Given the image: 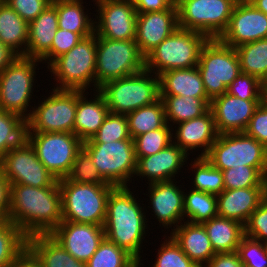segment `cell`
Segmentation results:
<instances>
[{
	"label": "cell",
	"instance_id": "1f68e13d",
	"mask_svg": "<svg viewBox=\"0 0 267 267\" xmlns=\"http://www.w3.org/2000/svg\"><path fill=\"white\" fill-rule=\"evenodd\" d=\"M83 0H52L57 9L58 27L78 33L82 38L94 34V19L89 18Z\"/></svg>",
	"mask_w": 267,
	"mask_h": 267
},
{
	"label": "cell",
	"instance_id": "3957f363",
	"mask_svg": "<svg viewBox=\"0 0 267 267\" xmlns=\"http://www.w3.org/2000/svg\"><path fill=\"white\" fill-rule=\"evenodd\" d=\"M62 221L103 226L106 218L107 199L113 185L81 184L65 178L58 180Z\"/></svg>",
	"mask_w": 267,
	"mask_h": 267
},
{
	"label": "cell",
	"instance_id": "f1b7e54d",
	"mask_svg": "<svg viewBox=\"0 0 267 267\" xmlns=\"http://www.w3.org/2000/svg\"><path fill=\"white\" fill-rule=\"evenodd\" d=\"M27 249L42 267H86V263L75 259L50 234L28 237Z\"/></svg>",
	"mask_w": 267,
	"mask_h": 267
},
{
	"label": "cell",
	"instance_id": "bcb514c9",
	"mask_svg": "<svg viewBox=\"0 0 267 267\" xmlns=\"http://www.w3.org/2000/svg\"><path fill=\"white\" fill-rule=\"evenodd\" d=\"M157 256L153 267H199L181 250L171 236H168V239L166 237L161 244Z\"/></svg>",
	"mask_w": 267,
	"mask_h": 267
},
{
	"label": "cell",
	"instance_id": "2e32d148",
	"mask_svg": "<svg viewBox=\"0 0 267 267\" xmlns=\"http://www.w3.org/2000/svg\"><path fill=\"white\" fill-rule=\"evenodd\" d=\"M98 7L94 33L111 40H133L136 36L137 12L133 0H95Z\"/></svg>",
	"mask_w": 267,
	"mask_h": 267
},
{
	"label": "cell",
	"instance_id": "d6986e66",
	"mask_svg": "<svg viewBox=\"0 0 267 267\" xmlns=\"http://www.w3.org/2000/svg\"><path fill=\"white\" fill-rule=\"evenodd\" d=\"M262 101L243 100L227 92L213 98L210 109L218 134L244 132Z\"/></svg>",
	"mask_w": 267,
	"mask_h": 267
},
{
	"label": "cell",
	"instance_id": "ab89813d",
	"mask_svg": "<svg viewBox=\"0 0 267 267\" xmlns=\"http://www.w3.org/2000/svg\"><path fill=\"white\" fill-rule=\"evenodd\" d=\"M26 120L0 109V158L26 138Z\"/></svg>",
	"mask_w": 267,
	"mask_h": 267
},
{
	"label": "cell",
	"instance_id": "484cf974",
	"mask_svg": "<svg viewBox=\"0 0 267 267\" xmlns=\"http://www.w3.org/2000/svg\"><path fill=\"white\" fill-rule=\"evenodd\" d=\"M170 233L181 250L199 267H204L216 254L202 224L185 221Z\"/></svg>",
	"mask_w": 267,
	"mask_h": 267
},
{
	"label": "cell",
	"instance_id": "8d00e7d4",
	"mask_svg": "<svg viewBox=\"0 0 267 267\" xmlns=\"http://www.w3.org/2000/svg\"><path fill=\"white\" fill-rule=\"evenodd\" d=\"M27 249V237L13 222L0 220V267H11Z\"/></svg>",
	"mask_w": 267,
	"mask_h": 267
},
{
	"label": "cell",
	"instance_id": "7c38bea8",
	"mask_svg": "<svg viewBox=\"0 0 267 267\" xmlns=\"http://www.w3.org/2000/svg\"><path fill=\"white\" fill-rule=\"evenodd\" d=\"M239 0H184L177 7L178 27L219 38Z\"/></svg>",
	"mask_w": 267,
	"mask_h": 267
},
{
	"label": "cell",
	"instance_id": "c3c4849f",
	"mask_svg": "<svg viewBox=\"0 0 267 267\" xmlns=\"http://www.w3.org/2000/svg\"><path fill=\"white\" fill-rule=\"evenodd\" d=\"M244 236L260 242H267V197L252 212L244 225Z\"/></svg>",
	"mask_w": 267,
	"mask_h": 267
},
{
	"label": "cell",
	"instance_id": "603a6c76",
	"mask_svg": "<svg viewBox=\"0 0 267 267\" xmlns=\"http://www.w3.org/2000/svg\"><path fill=\"white\" fill-rule=\"evenodd\" d=\"M187 156L178 145L171 143L153 155L137 158L135 175L148 178L149 184L174 180L189 159Z\"/></svg>",
	"mask_w": 267,
	"mask_h": 267
},
{
	"label": "cell",
	"instance_id": "9c48e42d",
	"mask_svg": "<svg viewBox=\"0 0 267 267\" xmlns=\"http://www.w3.org/2000/svg\"><path fill=\"white\" fill-rule=\"evenodd\" d=\"M205 92L212 100L227 92V87L241 73L235 48L218 38L208 39L203 45L197 65Z\"/></svg>",
	"mask_w": 267,
	"mask_h": 267
},
{
	"label": "cell",
	"instance_id": "836d02e7",
	"mask_svg": "<svg viewBox=\"0 0 267 267\" xmlns=\"http://www.w3.org/2000/svg\"><path fill=\"white\" fill-rule=\"evenodd\" d=\"M241 73L257 77L267 84V38L235 48Z\"/></svg>",
	"mask_w": 267,
	"mask_h": 267
},
{
	"label": "cell",
	"instance_id": "ba28073f",
	"mask_svg": "<svg viewBox=\"0 0 267 267\" xmlns=\"http://www.w3.org/2000/svg\"><path fill=\"white\" fill-rule=\"evenodd\" d=\"M206 159L216 168H257L267 178V148L244 132L219 134Z\"/></svg>",
	"mask_w": 267,
	"mask_h": 267
},
{
	"label": "cell",
	"instance_id": "6da1fadb",
	"mask_svg": "<svg viewBox=\"0 0 267 267\" xmlns=\"http://www.w3.org/2000/svg\"><path fill=\"white\" fill-rule=\"evenodd\" d=\"M8 221L18 226L27 238L50 234L62 221L59 187L10 185Z\"/></svg>",
	"mask_w": 267,
	"mask_h": 267
},
{
	"label": "cell",
	"instance_id": "9a60e30c",
	"mask_svg": "<svg viewBox=\"0 0 267 267\" xmlns=\"http://www.w3.org/2000/svg\"><path fill=\"white\" fill-rule=\"evenodd\" d=\"M0 167L10 185L59 187L56 177L37 158L33 146L26 138L0 158Z\"/></svg>",
	"mask_w": 267,
	"mask_h": 267
},
{
	"label": "cell",
	"instance_id": "680465c9",
	"mask_svg": "<svg viewBox=\"0 0 267 267\" xmlns=\"http://www.w3.org/2000/svg\"><path fill=\"white\" fill-rule=\"evenodd\" d=\"M255 8L267 15V0H248Z\"/></svg>",
	"mask_w": 267,
	"mask_h": 267
},
{
	"label": "cell",
	"instance_id": "d4e9b609",
	"mask_svg": "<svg viewBox=\"0 0 267 267\" xmlns=\"http://www.w3.org/2000/svg\"><path fill=\"white\" fill-rule=\"evenodd\" d=\"M95 97L88 101L85 91L77 90V109L74 123V134L82 141L91 139L106 116L109 114L106 100L99 90H95ZM87 99V100H86Z\"/></svg>",
	"mask_w": 267,
	"mask_h": 267
},
{
	"label": "cell",
	"instance_id": "ac0fdd59",
	"mask_svg": "<svg viewBox=\"0 0 267 267\" xmlns=\"http://www.w3.org/2000/svg\"><path fill=\"white\" fill-rule=\"evenodd\" d=\"M75 259L86 263L105 238L104 227L61 221L50 233Z\"/></svg>",
	"mask_w": 267,
	"mask_h": 267
},
{
	"label": "cell",
	"instance_id": "30bf717a",
	"mask_svg": "<svg viewBox=\"0 0 267 267\" xmlns=\"http://www.w3.org/2000/svg\"><path fill=\"white\" fill-rule=\"evenodd\" d=\"M40 59L26 56L17 58L0 73V109L16 114L26 121L30 117L27 110L36 80L35 69ZM28 111V112H27Z\"/></svg>",
	"mask_w": 267,
	"mask_h": 267
},
{
	"label": "cell",
	"instance_id": "d590c367",
	"mask_svg": "<svg viewBox=\"0 0 267 267\" xmlns=\"http://www.w3.org/2000/svg\"><path fill=\"white\" fill-rule=\"evenodd\" d=\"M188 193V194H186ZM184 194V217L187 222L203 224L218 216L217 197L215 194L189 190Z\"/></svg>",
	"mask_w": 267,
	"mask_h": 267
},
{
	"label": "cell",
	"instance_id": "52a82bcc",
	"mask_svg": "<svg viewBox=\"0 0 267 267\" xmlns=\"http://www.w3.org/2000/svg\"><path fill=\"white\" fill-rule=\"evenodd\" d=\"M47 67L59 83L55 89L86 91L92 83L95 88L96 34L82 38Z\"/></svg>",
	"mask_w": 267,
	"mask_h": 267
},
{
	"label": "cell",
	"instance_id": "7dc6e473",
	"mask_svg": "<svg viewBox=\"0 0 267 267\" xmlns=\"http://www.w3.org/2000/svg\"><path fill=\"white\" fill-rule=\"evenodd\" d=\"M237 253L244 267H267V251L263 242L244 236Z\"/></svg>",
	"mask_w": 267,
	"mask_h": 267
},
{
	"label": "cell",
	"instance_id": "5b68a950",
	"mask_svg": "<svg viewBox=\"0 0 267 267\" xmlns=\"http://www.w3.org/2000/svg\"><path fill=\"white\" fill-rule=\"evenodd\" d=\"M99 91L110 113L127 115L160 99L159 76L144 69L137 74L108 81Z\"/></svg>",
	"mask_w": 267,
	"mask_h": 267
},
{
	"label": "cell",
	"instance_id": "60d3db41",
	"mask_svg": "<svg viewBox=\"0 0 267 267\" xmlns=\"http://www.w3.org/2000/svg\"><path fill=\"white\" fill-rule=\"evenodd\" d=\"M171 125V126H170ZM150 130L133 138L136 158L153 155L173 143L172 124Z\"/></svg>",
	"mask_w": 267,
	"mask_h": 267
},
{
	"label": "cell",
	"instance_id": "f5cc1de1",
	"mask_svg": "<svg viewBox=\"0 0 267 267\" xmlns=\"http://www.w3.org/2000/svg\"><path fill=\"white\" fill-rule=\"evenodd\" d=\"M204 267H244L237 251L216 253Z\"/></svg>",
	"mask_w": 267,
	"mask_h": 267
},
{
	"label": "cell",
	"instance_id": "816d5d0a",
	"mask_svg": "<svg viewBox=\"0 0 267 267\" xmlns=\"http://www.w3.org/2000/svg\"><path fill=\"white\" fill-rule=\"evenodd\" d=\"M4 2L29 23L44 11L52 0H4Z\"/></svg>",
	"mask_w": 267,
	"mask_h": 267
},
{
	"label": "cell",
	"instance_id": "681fc988",
	"mask_svg": "<svg viewBox=\"0 0 267 267\" xmlns=\"http://www.w3.org/2000/svg\"><path fill=\"white\" fill-rule=\"evenodd\" d=\"M82 37L75 32L58 28L53 38L51 48L40 58V61L49 62L48 65L58 56L68 52L77 45Z\"/></svg>",
	"mask_w": 267,
	"mask_h": 267
},
{
	"label": "cell",
	"instance_id": "f546056e",
	"mask_svg": "<svg viewBox=\"0 0 267 267\" xmlns=\"http://www.w3.org/2000/svg\"><path fill=\"white\" fill-rule=\"evenodd\" d=\"M215 253L237 251L244 237V225L225 217L216 216L202 224Z\"/></svg>",
	"mask_w": 267,
	"mask_h": 267
},
{
	"label": "cell",
	"instance_id": "8992f818",
	"mask_svg": "<svg viewBox=\"0 0 267 267\" xmlns=\"http://www.w3.org/2000/svg\"><path fill=\"white\" fill-rule=\"evenodd\" d=\"M145 69V56L133 40H111L96 35L95 89L108 81L137 74Z\"/></svg>",
	"mask_w": 267,
	"mask_h": 267
},
{
	"label": "cell",
	"instance_id": "f6af8a7d",
	"mask_svg": "<svg viewBox=\"0 0 267 267\" xmlns=\"http://www.w3.org/2000/svg\"><path fill=\"white\" fill-rule=\"evenodd\" d=\"M227 93L243 100H264L265 84L253 75L240 73L227 87Z\"/></svg>",
	"mask_w": 267,
	"mask_h": 267
},
{
	"label": "cell",
	"instance_id": "4dcf8cb0",
	"mask_svg": "<svg viewBox=\"0 0 267 267\" xmlns=\"http://www.w3.org/2000/svg\"><path fill=\"white\" fill-rule=\"evenodd\" d=\"M0 40L18 56H26L28 22L5 2L0 3Z\"/></svg>",
	"mask_w": 267,
	"mask_h": 267
},
{
	"label": "cell",
	"instance_id": "f35d334b",
	"mask_svg": "<svg viewBox=\"0 0 267 267\" xmlns=\"http://www.w3.org/2000/svg\"><path fill=\"white\" fill-rule=\"evenodd\" d=\"M190 165L195 173L191 179L193 190L218 195L225 189L222 170L214 167L206 157H197Z\"/></svg>",
	"mask_w": 267,
	"mask_h": 267
},
{
	"label": "cell",
	"instance_id": "ffe728a7",
	"mask_svg": "<svg viewBox=\"0 0 267 267\" xmlns=\"http://www.w3.org/2000/svg\"><path fill=\"white\" fill-rule=\"evenodd\" d=\"M178 28L177 7L155 12L137 13L135 41L146 56Z\"/></svg>",
	"mask_w": 267,
	"mask_h": 267
},
{
	"label": "cell",
	"instance_id": "f907efd6",
	"mask_svg": "<svg viewBox=\"0 0 267 267\" xmlns=\"http://www.w3.org/2000/svg\"><path fill=\"white\" fill-rule=\"evenodd\" d=\"M244 133L267 148V100L264 99L251 117Z\"/></svg>",
	"mask_w": 267,
	"mask_h": 267
},
{
	"label": "cell",
	"instance_id": "5bb4252c",
	"mask_svg": "<svg viewBox=\"0 0 267 267\" xmlns=\"http://www.w3.org/2000/svg\"><path fill=\"white\" fill-rule=\"evenodd\" d=\"M52 90L51 95L45 97L38 107L30 110L26 132L74 133L77 90Z\"/></svg>",
	"mask_w": 267,
	"mask_h": 267
},
{
	"label": "cell",
	"instance_id": "cb8c5ba5",
	"mask_svg": "<svg viewBox=\"0 0 267 267\" xmlns=\"http://www.w3.org/2000/svg\"><path fill=\"white\" fill-rule=\"evenodd\" d=\"M216 197L218 216L245 225L252 212L267 197V187L224 189Z\"/></svg>",
	"mask_w": 267,
	"mask_h": 267
},
{
	"label": "cell",
	"instance_id": "7a4b0ae2",
	"mask_svg": "<svg viewBox=\"0 0 267 267\" xmlns=\"http://www.w3.org/2000/svg\"><path fill=\"white\" fill-rule=\"evenodd\" d=\"M127 187H115L107 199L105 237L131 254L141 266V245L146 236L147 219L141 203ZM146 223V224H145ZM144 238V239H143ZM140 252V253H139Z\"/></svg>",
	"mask_w": 267,
	"mask_h": 267
},
{
	"label": "cell",
	"instance_id": "d6a6232c",
	"mask_svg": "<svg viewBox=\"0 0 267 267\" xmlns=\"http://www.w3.org/2000/svg\"><path fill=\"white\" fill-rule=\"evenodd\" d=\"M160 98L164 102L166 121L173 125L202 116L211 104L210 98L171 95H160Z\"/></svg>",
	"mask_w": 267,
	"mask_h": 267
},
{
	"label": "cell",
	"instance_id": "4316f807",
	"mask_svg": "<svg viewBox=\"0 0 267 267\" xmlns=\"http://www.w3.org/2000/svg\"><path fill=\"white\" fill-rule=\"evenodd\" d=\"M58 28L57 9L50 4L37 18L28 23L26 57L40 59L51 48Z\"/></svg>",
	"mask_w": 267,
	"mask_h": 267
},
{
	"label": "cell",
	"instance_id": "6f0895ef",
	"mask_svg": "<svg viewBox=\"0 0 267 267\" xmlns=\"http://www.w3.org/2000/svg\"><path fill=\"white\" fill-rule=\"evenodd\" d=\"M17 56L15 52L0 40V73L7 68Z\"/></svg>",
	"mask_w": 267,
	"mask_h": 267
},
{
	"label": "cell",
	"instance_id": "7bdbcfd3",
	"mask_svg": "<svg viewBox=\"0 0 267 267\" xmlns=\"http://www.w3.org/2000/svg\"><path fill=\"white\" fill-rule=\"evenodd\" d=\"M224 188L267 187V178L255 167L244 166L222 170Z\"/></svg>",
	"mask_w": 267,
	"mask_h": 267
},
{
	"label": "cell",
	"instance_id": "e0dca14e",
	"mask_svg": "<svg viewBox=\"0 0 267 267\" xmlns=\"http://www.w3.org/2000/svg\"><path fill=\"white\" fill-rule=\"evenodd\" d=\"M267 38V15L248 0H239L234 7L228 27L218 38L237 48L243 44Z\"/></svg>",
	"mask_w": 267,
	"mask_h": 267
},
{
	"label": "cell",
	"instance_id": "ee69618b",
	"mask_svg": "<svg viewBox=\"0 0 267 267\" xmlns=\"http://www.w3.org/2000/svg\"><path fill=\"white\" fill-rule=\"evenodd\" d=\"M131 138L126 115L110 113L98 132L83 143H108Z\"/></svg>",
	"mask_w": 267,
	"mask_h": 267
},
{
	"label": "cell",
	"instance_id": "83f0119b",
	"mask_svg": "<svg viewBox=\"0 0 267 267\" xmlns=\"http://www.w3.org/2000/svg\"><path fill=\"white\" fill-rule=\"evenodd\" d=\"M160 95L209 98L198 67L168 70L159 75Z\"/></svg>",
	"mask_w": 267,
	"mask_h": 267
},
{
	"label": "cell",
	"instance_id": "db71d44e",
	"mask_svg": "<svg viewBox=\"0 0 267 267\" xmlns=\"http://www.w3.org/2000/svg\"><path fill=\"white\" fill-rule=\"evenodd\" d=\"M10 205V184L0 167V220H8Z\"/></svg>",
	"mask_w": 267,
	"mask_h": 267
},
{
	"label": "cell",
	"instance_id": "e575fe53",
	"mask_svg": "<svg viewBox=\"0 0 267 267\" xmlns=\"http://www.w3.org/2000/svg\"><path fill=\"white\" fill-rule=\"evenodd\" d=\"M126 117L132 139L150 130L163 128L167 124L165 106L161 98L153 104L130 112Z\"/></svg>",
	"mask_w": 267,
	"mask_h": 267
},
{
	"label": "cell",
	"instance_id": "91938a15",
	"mask_svg": "<svg viewBox=\"0 0 267 267\" xmlns=\"http://www.w3.org/2000/svg\"><path fill=\"white\" fill-rule=\"evenodd\" d=\"M182 1H184V0H172V2H173V4L175 5V6H177L180 2H182Z\"/></svg>",
	"mask_w": 267,
	"mask_h": 267
},
{
	"label": "cell",
	"instance_id": "277c9868",
	"mask_svg": "<svg viewBox=\"0 0 267 267\" xmlns=\"http://www.w3.org/2000/svg\"><path fill=\"white\" fill-rule=\"evenodd\" d=\"M208 39L201 32L178 27L145 56V69L159 76L168 70L196 67Z\"/></svg>",
	"mask_w": 267,
	"mask_h": 267
},
{
	"label": "cell",
	"instance_id": "74e56055",
	"mask_svg": "<svg viewBox=\"0 0 267 267\" xmlns=\"http://www.w3.org/2000/svg\"><path fill=\"white\" fill-rule=\"evenodd\" d=\"M86 267H139V262L122 247L103 239Z\"/></svg>",
	"mask_w": 267,
	"mask_h": 267
},
{
	"label": "cell",
	"instance_id": "44dd1931",
	"mask_svg": "<svg viewBox=\"0 0 267 267\" xmlns=\"http://www.w3.org/2000/svg\"><path fill=\"white\" fill-rule=\"evenodd\" d=\"M162 181L148 184L149 203L152 212L165 228L174 230L182 221L184 222V190L179 189L177 182ZM176 185H175V184ZM176 224V225H175ZM169 226V227H168Z\"/></svg>",
	"mask_w": 267,
	"mask_h": 267
},
{
	"label": "cell",
	"instance_id": "9f6ffc18",
	"mask_svg": "<svg viewBox=\"0 0 267 267\" xmlns=\"http://www.w3.org/2000/svg\"><path fill=\"white\" fill-rule=\"evenodd\" d=\"M11 267H42L35 256L26 249L11 265Z\"/></svg>",
	"mask_w": 267,
	"mask_h": 267
},
{
	"label": "cell",
	"instance_id": "94428289",
	"mask_svg": "<svg viewBox=\"0 0 267 267\" xmlns=\"http://www.w3.org/2000/svg\"><path fill=\"white\" fill-rule=\"evenodd\" d=\"M265 99L267 100V84L265 85Z\"/></svg>",
	"mask_w": 267,
	"mask_h": 267
},
{
	"label": "cell",
	"instance_id": "b9f144b4",
	"mask_svg": "<svg viewBox=\"0 0 267 267\" xmlns=\"http://www.w3.org/2000/svg\"><path fill=\"white\" fill-rule=\"evenodd\" d=\"M65 179L81 184L111 185L101 177L90 154L83 147L78 151Z\"/></svg>",
	"mask_w": 267,
	"mask_h": 267
},
{
	"label": "cell",
	"instance_id": "7402d4cb",
	"mask_svg": "<svg viewBox=\"0 0 267 267\" xmlns=\"http://www.w3.org/2000/svg\"><path fill=\"white\" fill-rule=\"evenodd\" d=\"M173 143L178 145L187 155L193 149L202 148L199 157H205L210 151L211 145L218 137L215 120L211 109L205 114L176 124ZM177 140V141H176Z\"/></svg>",
	"mask_w": 267,
	"mask_h": 267
},
{
	"label": "cell",
	"instance_id": "11a10c76",
	"mask_svg": "<svg viewBox=\"0 0 267 267\" xmlns=\"http://www.w3.org/2000/svg\"><path fill=\"white\" fill-rule=\"evenodd\" d=\"M137 13L155 12L168 9L172 0H133Z\"/></svg>",
	"mask_w": 267,
	"mask_h": 267
},
{
	"label": "cell",
	"instance_id": "4fadbf2b",
	"mask_svg": "<svg viewBox=\"0 0 267 267\" xmlns=\"http://www.w3.org/2000/svg\"><path fill=\"white\" fill-rule=\"evenodd\" d=\"M26 139L33 146L37 158L57 180L67 176L83 146V142L69 132H26Z\"/></svg>",
	"mask_w": 267,
	"mask_h": 267
},
{
	"label": "cell",
	"instance_id": "8fae6325",
	"mask_svg": "<svg viewBox=\"0 0 267 267\" xmlns=\"http://www.w3.org/2000/svg\"><path fill=\"white\" fill-rule=\"evenodd\" d=\"M101 177L115 187H127L135 176L137 158L132 138L106 143H83Z\"/></svg>",
	"mask_w": 267,
	"mask_h": 267
}]
</instances>
